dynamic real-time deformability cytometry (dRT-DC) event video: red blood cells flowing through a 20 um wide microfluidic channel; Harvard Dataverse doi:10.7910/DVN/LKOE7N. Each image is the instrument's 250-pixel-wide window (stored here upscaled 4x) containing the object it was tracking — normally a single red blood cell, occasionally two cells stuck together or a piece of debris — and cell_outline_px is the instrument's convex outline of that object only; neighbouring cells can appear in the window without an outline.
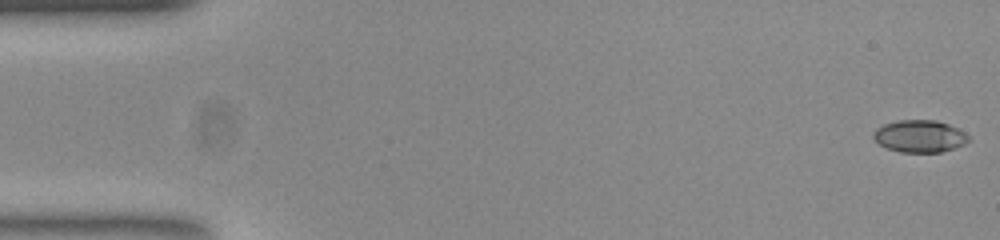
{"species": "common noctule bat (a hibernating species)", "species_latin": "Nyctalus noctula", "temperature_condition": "room temperature", "stored_images_in_passage": 53, "camera_frame_rate_fps": 3000, "um_per_image_px": 0.085, "animal": {"sex": "female", "body_mass_g": 23.0, "forearm_length_mm": 53.4}, "frame": {"image": 1, "passage_image": 1, "time_ms": 0.0, "image_size_px": [1000, 240], "cell_outline_px": [[972, 140], [964, 144], [940, 152], [900, 152], [888, 148], [880, 144], [872, 136], [872, 132], [876, 128], [884, 124], [896, 120], [936, 120], [948, 124], [964, 132]], "centroid_in_image_um": [78.16, 11.57], "position_along_channel_um": 6.8, "area_um2": 17.8}}
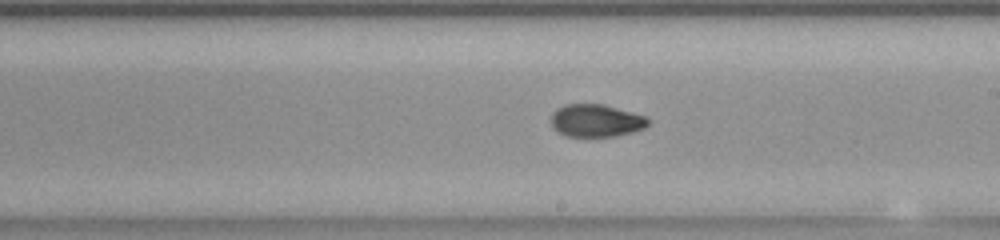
{"frame": {"image": 2, "passage_image": 30, "time_ms": 9.667, "image_size_px": [1000, 240], "cell_outline_px": [[648, 124], [644, 128], [632, 132], [616, 136], [564, 136], [552, 128], [552, 112], [556, 108], [564, 104], [604, 104], [648, 116]], "centroid_in_image_um": [50.66, 10.24], "position_along_channel_um": 238.3, "area_um2": 18.61}}
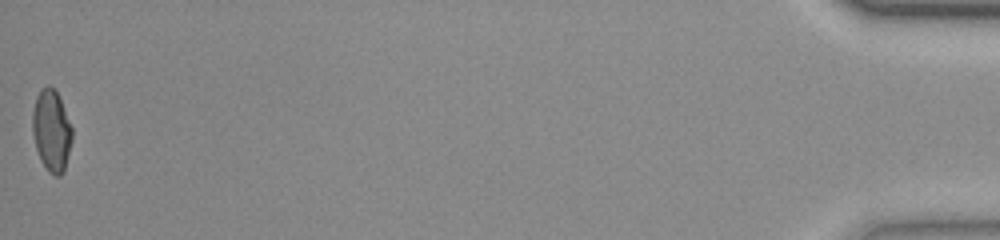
{"frame": {"image": 3, "passage_image": 53, "time_ms": 17.333, "image_size_px": [1000, 240], "cell_outline_px": [[72, 140], [64, 172], [60, 176], [56, 176], [48, 172], [40, 160], [36, 148], [32, 132], [32, 112], [36, 96], [40, 88], [48, 84], [56, 92], [60, 100], [72, 128]], "centroid_in_image_um": [4.36, 11.12], "position_along_channel_um": 430.8, "area_um2": 18.9}, "authors_computed_cell_mechanics": {"area_um2": 18.6694, "velocity_mm_per_s": 3.8596, "shape_relaxation_time_tau1_ms": 8.2934, "shape_relaxation_time_tau2_ms": 1.9306, "deformation_change_tau1": 0.2194, "deformation_change_tau2": 0.0621}}